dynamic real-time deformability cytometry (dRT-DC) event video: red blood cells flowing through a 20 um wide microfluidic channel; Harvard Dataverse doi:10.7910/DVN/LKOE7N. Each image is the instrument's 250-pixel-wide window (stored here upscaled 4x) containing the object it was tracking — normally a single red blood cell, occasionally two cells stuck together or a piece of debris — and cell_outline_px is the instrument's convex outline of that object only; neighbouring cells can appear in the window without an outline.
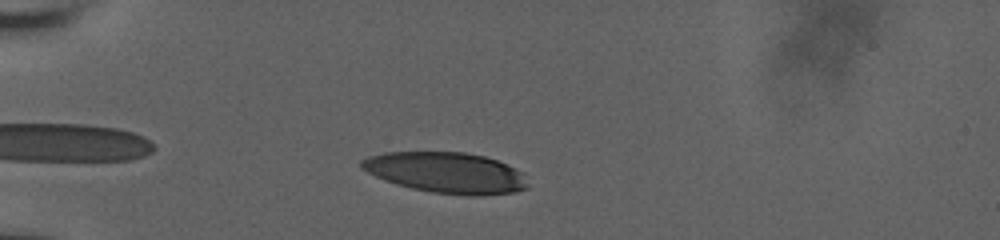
{"species": "human", "species_latin": "Homo sapiens", "temperature_condition": "room temperature", "stored_images_in_passage": 38, "camera_frame_rate_fps": 3000, "um_per_image_px": 0.085, "donor": {"sex": "male"}, "frame": {"image": 1, "passage_image": 4, "time_ms": 1.0, "image_size_px": [1000, 240], "cell_outline_px": [[528, 188], [516, 192], [480, 196], [472, 196], [432, 192], [412, 188], [396, 184], [384, 180], [360, 168], [360, 160], [368, 156], [384, 152], [464, 152], [484, 156], [496, 160], [520, 172], [528, 184]], "centroid_in_image_um": [37.89, 14.68], "position_along_channel_um": 47.1, "area_um2": 39.42}}
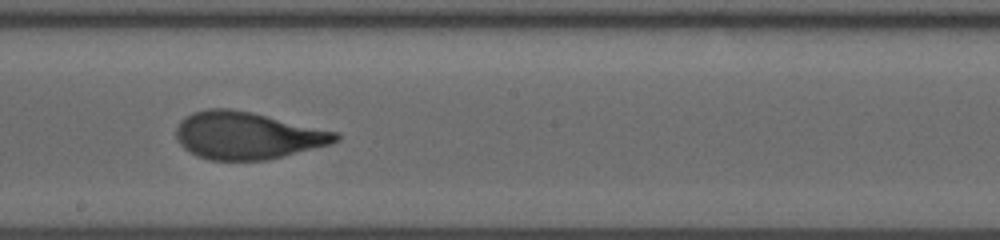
{"frame": {"image": 2, "passage_image": 21, "time_ms": 6.667, "image_size_px": [1000, 240], "cell_outline_px": [[340, 140], [328, 144], [268, 160], [208, 160], [196, 156], [184, 148], [180, 144], [176, 136], [176, 128], [180, 120], [184, 116], [192, 112], [208, 108], [228, 108], [252, 112], [340, 132]], "centroid_in_image_um": [20.99, 11.51], "position_along_channel_um": 227.2, "area_um2": 44.16}}
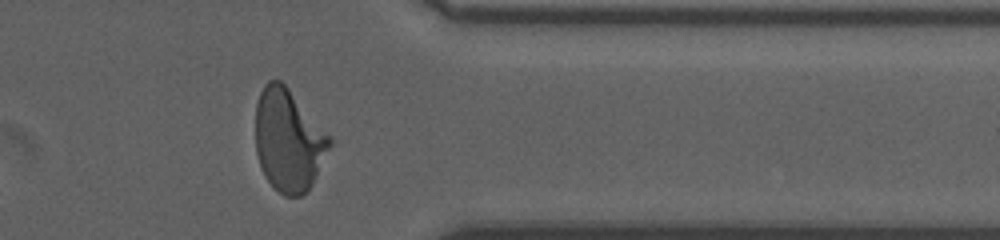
{"frame": {"image": 3, "passage_image": 34, "time_ms": 11.0, "image_size_px": [1000, 240], "cell_outline_px": [[336, 140], [312, 184], [300, 196], [284, 196], [264, 176], [260, 168], [256, 152], [256, 104], [260, 92], [264, 84], [268, 80], [280, 80], [288, 88]], "centroid_in_image_um": [24.56, 11.91], "position_along_channel_um": 386.8, "area_um2": 44.62}, "authors_computed_cell_mechanics": {"area_um2": 43.1766, "velocity_mm_per_s": 3.8385, "shape_relaxation_time_tau1_ms": 3.9196, "shape_relaxation_time_tau2_ms": 0.8307, "deformation_change_tau1": 0.2271, "deformation_change_tau2": 0.0841}}